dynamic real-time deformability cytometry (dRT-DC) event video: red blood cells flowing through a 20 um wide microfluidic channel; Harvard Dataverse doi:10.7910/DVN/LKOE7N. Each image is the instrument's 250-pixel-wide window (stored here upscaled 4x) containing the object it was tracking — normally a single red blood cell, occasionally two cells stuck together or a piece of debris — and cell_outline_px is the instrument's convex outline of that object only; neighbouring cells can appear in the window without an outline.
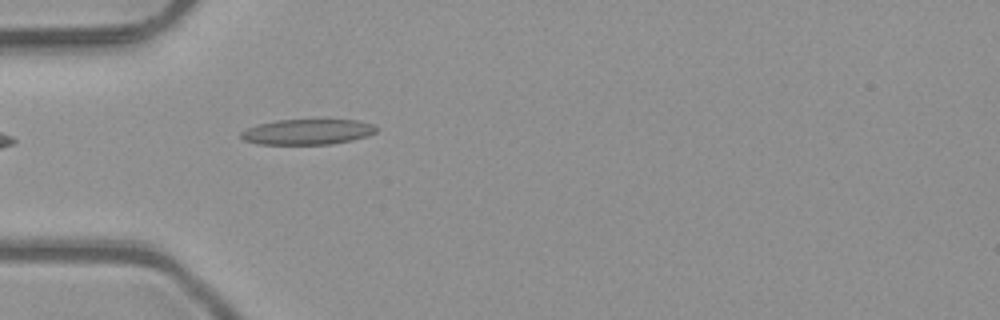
{"species": "common noctule bat (a hibernating species)", "species_latin": "Nyctalus noctula", "temperature_condition": "room temperature", "stored_images_in_passage": 3, "camera_frame_rate_fps": 3000, "um_per_image_px": 0.085, "animal": {"sex": "male", "body_mass_g": 23.1, "forearm_length_mm": 52.7}, "frame": {"image": 1, "passage_image": 3, "time_ms": 0.667, "image_size_px": [1000, 320], "cell_outline_px": [[380, 128], [376, 132], [368, 136], [352, 140], [332, 144], [256, 144], [244, 140], [240, 136], [240, 132], [248, 128], [260, 124], [276, 120], [356, 120], [372, 124]], "centroid_in_image_um": [26.16, 11.21], "position_along_channel_um": 58.8, "area_um2": 20.06}}